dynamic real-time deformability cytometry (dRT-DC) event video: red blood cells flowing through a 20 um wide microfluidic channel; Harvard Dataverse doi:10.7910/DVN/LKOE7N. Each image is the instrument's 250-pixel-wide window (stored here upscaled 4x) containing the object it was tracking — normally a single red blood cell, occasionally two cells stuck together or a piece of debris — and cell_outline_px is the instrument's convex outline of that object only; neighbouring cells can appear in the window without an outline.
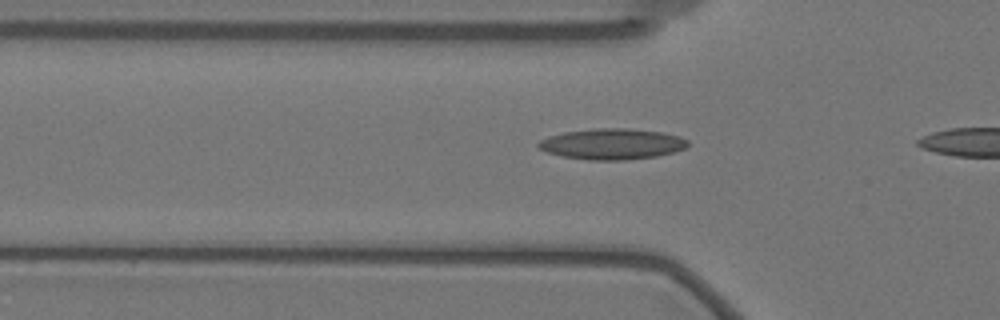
{"species": "Egyptian fruit bat (a non-hibernating species)", "species_latin": "Rousettus aegyptiacus", "temperature_condition": "warm", "stored_images_in_passage": 6, "camera_frame_rate_fps": 3000, "um_per_image_px": 0.085, "animal": {"sex": "female"}, "frame": {"image": 1, "passage_image": 4, "time_ms": 1.0, "image_size_px": [1000, 320], "cell_outline_px": [[688, 144], [684, 148], [672, 152], [656, 156], [624, 160], [588, 160], [564, 156], [548, 152], [540, 148], [536, 144], [540, 140], [548, 136], [564, 132], [592, 128], [628, 128], [660, 132], [680, 136], [688, 140]], "centroid_in_image_um": [52.01, 12.23], "position_along_channel_um": 73.8, "area_um2": 26.7}}